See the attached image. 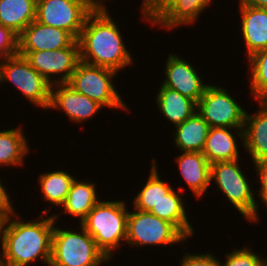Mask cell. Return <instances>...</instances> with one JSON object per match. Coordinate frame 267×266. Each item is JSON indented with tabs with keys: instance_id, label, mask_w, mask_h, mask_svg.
Instances as JSON below:
<instances>
[{
	"instance_id": "26",
	"label": "cell",
	"mask_w": 267,
	"mask_h": 266,
	"mask_svg": "<svg viewBox=\"0 0 267 266\" xmlns=\"http://www.w3.org/2000/svg\"><path fill=\"white\" fill-rule=\"evenodd\" d=\"M173 133V145L178 151L202 152L210 130L208 123L196 112L183 123L176 125ZM173 134V135H172Z\"/></svg>"
},
{
	"instance_id": "23",
	"label": "cell",
	"mask_w": 267,
	"mask_h": 266,
	"mask_svg": "<svg viewBox=\"0 0 267 266\" xmlns=\"http://www.w3.org/2000/svg\"><path fill=\"white\" fill-rule=\"evenodd\" d=\"M158 92L154 96L157 110L160 116L171 123V127L183 123L197 112V103L180 94L178 91L162 86H158ZM173 125V126H172Z\"/></svg>"
},
{
	"instance_id": "15",
	"label": "cell",
	"mask_w": 267,
	"mask_h": 266,
	"mask_svg": "<svg viewBox=\"0 0 267 266\" xmlns=\"http://www.w3.org/2000/svg\"><path fill=\"white\" fill-rule=\"evenodd\" d=\"M76 40L64 29L40 24L34 20L18 35V51H52L69 47Z\"/></svg>"
},
{
	"instance_id": "29",
	"label": "cell",
	"mask_w": 267,
	"mask_h": 266,
	"mask_svg": "<svg viewBox=\"0 0 267 266\" xmlns=\"http://www.w3.org/2000/svg\"><path fill=\"white\" fill-rule=\"evenodd\" d=\"M243 245L242 248L236 247L225 253V259L219 258L220 266H267V256L264 253L256 252L246 242Z\"/></svg>"
},
{
	"instance_id": "7",
	"label": "cell",
	"mask_w": 267,
	"mask_h": 266,
	"mask_svg": "<svg viewBox=\"0 0 267 266\" xmlns=\"http://www.w3.org/2000/svg\"><path fill=\"white\" fill-rule=\"evenodd\" d=\"M6 82L13 84L14 89L20 92L21 98L25 102L27 100L29 105L42 109V112L49 110L52 84L24 56L16 54L0 63V85L5 87Z\"/></svg>"
},
{
	"instance_id": "35",
	"label": "cell",
	"mask_w": 267,
	"mask_h": 266,
	"mask_svg": "<svg viewBox=\"0 0 267 266\" xmlns=\"http://www.w3.org/2000/svg\"><path fill=\"white\" fill-rule=\"evenodd\" d=\"M92 9H108L106 6L107 3L105 1H110V0H84Z\"/></svg>"
},
{
	"instance_id": "12",
	"label": "cell",
	"mask_w": 267,
	"mask_h": 266,
	"mask_svg": "<svg viewBox=\"0 0 267 266\" xmlns=\"http://www.w3.org/2000/svg\"><path fill=\"white\" fill-rule=\"evenodd\" d=\"M93 10L84 0H37L36 21L64 29L78 40Z\"/></svg>"
},
{
	"instance_id": "17",
	"label": "cell",
	"mask_w": 267,
	"mask_h": 266,
	"mask_svg": "<svg viewBox=\"0 0 267 266\" xmlns=\"http://www.w3.org/2000/svg\"><path fill=\"white\" fill-rule=\"evenodd\" d=\"M238 19L240 24L238 33L242 36V45L247 53L246 59L255 52L267 49V8L238 5Z\"/></svg>"
},
{
	"instance_id": "8",
	"label": "cell",
	"mask_w": 267,
	"mask_h": 266,
	"mask_svg": "<svg viewBox=\"0 0 267 266\" xmlns=\"http://www.w3.org/2000/svg\"><path fill=\"white\" fill-rule=\"evenodd\" d=\"M132 210V211H131ZM188 239L170 222L131 207L127 217L126 246L132 249L180 245ZM159 246V247H158Z\"/></svg>"
},
{
	"instance_id": "18",
	"label": "cell",
	"mask_w": 267,
	"mask_h": 266,
	"mask_svg": "<svg viewBox=\"0 0 267 266\" xmlns=\"http://www.w3.org/2000/svg\"><path fill=\"white\" fill-rule=\"evenodd\" d=\"M179 174L192 196L197 200L205 197L210 186L211 164L202 152L181 151L174 157Z\"/></svg>"
},
{
	"instance_id": "22",
	"label": "cell",
	"mask_w": 267,
	"mask_h": 266,
	"mask_svg": "<svg viewBox=\"0 0 267 266\" xmlns=\"http://www.w3.org/2000/svg\"><path fill=\"white\" fill-rule=\"evenodd\" d=\"M65 169L46 170L38 174L37 186L40 188L39 194L43 204L46 202L49 208H44L42 214H53L51 211L59 210L64 204L70 191L71 185L77 176L68 173ZM74 176V177H73ZM41 192V193H40ZM57 208V209H56Z\"/></svg>"
},
{
	"instance_id": "34",
	"label": "cell",
	"mask_w": 267,
	"mask_h": 266,
	"mask_svg": "<svg viewBox=\"0 0 267 266\" xmlns=\"http://www.w3.org/2000/svg\"><path fill=\"white\" fill-rule=\"evenodd\" d=\"M238 5H247L259 8H267V0H236Z\"/></svg>"
},
{
	"instance_id": "27",
	"label": "cell",
	"mask_w": 267,
	"mask_h": 266,
	"mask_svg": "<svg viewBox=\"0 0 267 266\" xmlns=\"http://www.w3.org/2000/svg\"><path fill=\"white\" fill-rule=\"evenodd\" d=\"M37 0H0V24L19 35L36 20Z\"/></svg>"
},
{
	"instance_id": "36",
	"label": "cell",
	"mask_w": 267,
	"mask_h": 266,
	"mask_svg": "<svg viewBox=\"0 0 267 266\" xmlns=\"http://www.w3.org/2000/svg\"><path fill=\"white\" fill-rule=\"evenodd\" d=\"M149 0H142L141 5L144 6Z\"/></svg>"
},
{
	"instance_id": "11",
	"label": "cell",
	"mask_w": 267,
	"mask_h": 266,
	"mask_svg": "<svg viewBox=\"0 0 267 266\" xmlns=\"http://www.w3.org/2000/svg\"><path fill=\"white\" fill-rule=\"evenodd\" d=\"M50 84L67 83L80 62V45L57 50L18 51Z\"/></svg>"
},
{
	"instance_id": "31",
	"label": "cell",
	"mask_w": 267,
	"mask_h": 266,
	"mask_svg": "<svg viewBox=\"0 0 267 266\" xmlns=\"http://www.w3.org/2000/svg\"><path fill=\"white\" fill-rule=\"evenodd\" d=\"M184 252L179 266H220L219 257L214 252Z\"/></svg>"
},
{
	"instance_id": "33",
	"label": "cell",
	"mask_w": 267,
	"mask_h": 266,
	"mask_svg": "<svg viewBox=\"0 0 267 266\" xmlns=\"http://www.w3.org/2000/svg\"><path fill=\"white\" fill-rule=\"evenodd\" d=\"M3 178L1 179L0 175V217L5 220L11 214L16 211L14 208L16 205L12 204V197L10 191H8V186L4 184ZM5 185V186H4Z\"/></svg>"
},
{
	"instance_id": "3",
	"label": "cell",
	"mask_w": 267,
	"mask_h": 266,
	"mask_svg": "<svg viewBox=\"0 0 267 266\" xmlns=\"http://www.w3.org/2000/svg\"><path fill=\"white\" fill-rule=\"evenodd\" d=\"M128 206L125 198L113 201L102 198L80 223L109 261H113L117 251L125 246Z\"/></svg>"
},
{
	"instance_id": "9",
	"label": "cell",
	"mask_w": 267,
	"mask_h": 266,
	"mask_svg": "<svg viewBox=\"0 0 267 266\" xmlns=\"http://www.w3.org/2000/svg\"><path fill=\"white\" fill-rule=\"evenodd\" d=\"M215 0H149L139 5L140 16L151 26L159 30L173 31L182 26H192L202 13L213 7ZM212 5V6H211Z\"/></svg>"
},
{
	"instance_id": "5",
	"label": "cell",
	"mask_w": 267,
	"mask_h": 266,
	"mask_svg": "<svg viewBox=\"0 0 267 266\" xmlns=\"http://www.w3.org/2000/svg\"><path fill=\"white\" fill-rule=\"evenodd\" d=\"M57 224L55 221L49 266H103L104 263H112L80 224L77 226L78 230L72 226L58 227Z\"/></svg>"
},
{
	"instance_id": "20",
	"label": "cell",
	"mask_w": 267,
	"mask_h": 266,
	"mask_svg": "<svg viewBox=\"0 0 267 266\" xmlns=\"http://www.w3.org/2000/svg\"><path fill=\"white\" fill-rule=\"evenodd\" d=\"M87 179L82 178L80 180L79 175L78 179L75 178L64 204L59 209L60 212L53 213L55 221L59 222L62 215L63 217L67 215L72 219H77L80 224L93 207L102 199V197H99L100 195L97 191L99 185L94 180H89L91 178Z\"/></svg>"
},
{
	"instance_id": "13",
	"label": "cell",
	"mask_w": 267,
	"mask_h": 266,
	"mask_svg": "<svg viewBox=\"0 0 267 266\" xmlns=\"http://www.w3.org/2000/svg\"><path fill=\"white\" fill-rule=\"evenodd\" d=\"M167 56L163 67L164 77L159 83L198 103L206 88L211 84L210 81L204 82V77L198 72V67L185 57L174 52L168 53Z\"/></svg>"
},
{
	"instance_id": "21",
	"label": "cell",
	"mask_w": 267,
	"mask_h": 266,
	"mask_svg": "<svg viewBox=\"0 0 267 266\" xmlns=\"http://www.w3.org/2000/svg\"><path fill=\"white\" fill-rule=\"evenodd\" d=\"M178 186L168 193L164 199L153 207L149 213L157 216L160 219L172 223L188 240L194 239L195 226L190 222L188 205L184 196L185 188ZM183 192V193H182Z\"/></svg>"
},
{
	"instance_id": "1",
	"label": "cell",
	"mask_w": 267,
	"mask_h": 266,
	"mask_svg": "<svg viewBox=\"0 0 267 266\" xmlns=\"http://www.w3.org/2000/svg\"><path fill=\"white\" fill-rule=\"evenodd\" d=\"M19 213L15 211L3 220L0 231V266H33L38 262L49 266L55 226L53 214L40 212L37 213L38 219L34 217L33 220H24L26 217L22 218Z\"/></svg>"
},
{
	"instance_id": "28",
	"label": "cell",
	"mask_w": 267,
	"mask_h": 266,
	"mask_svg": "<svg viewBox=\"0 0 267 266\" xmlns=\"http://www.w3.org/2000/svg\"><path fill=\"white\" fill-rule=\"evenodd\" d=\"M244 62L249 64L246 81L250 88L249 96L252 94L250 98L255 102L267 101V49L255 52Z\"/></svg>"
},
{
	"instance_id": "10",
	"label": "cell",
	"mask_w": 267,
	"mask_h": 266,
	"mask_svg": "<svg viewBox=\"0 0 267 266\" xmlns=\"http://www.w3.org/2000/svg\"><path fill=\"white\" fill-rule=\"evenodd\" d=\"M223 84H210L197 103L198 114L210 127L244 128L245 106H242Z\"/></svg>"
},
{
	"instance_id": "24",
	"label": "cell",
	"mask_w": 267,
	"mask_h": 266,
	"mask_svg": "<svg viewBox=\"0 0 267 266\" xmlns=\"http://www.w3.org/2000/svg\"><path fill=\"white\" fill-rule=\"evenodd\" d=\"M0 129V168L6 170L10 167L12 169L25 166V160L32 148L29 146L24 126L19 123L18 127Z\"/></svg>"
},
{
	"instance_id": "19",
	"label": "cell",
	"mask_w": 267,
	"mask_h": 266,
	"mask_svg": "<svg viewBox=\"0 0 267 266\" xmlns=\"http://www.w3.org/2000/svg\"><path fill=\"white\" fill-rule=\"evenodd\" d=\"M258 109L246 110L244 121V152L252 164L267 160V101H258Z\"/></svg>"
},
{
	"instance_id": "2",
	"label": "cell",
	"mask_w": 267,
	"mask_h": 266,
	"mask_svg": "<svg viewBox=\"0 0 267 266\" xmlns=\"http://www.w3.org/2000/svg\"><path fill=\"white\" fill-rule=\"evenodd\" d=\"M110 13L109 9H96L87 16L78 38L80 61L120 74L125 68L130 69L136 59L127 48L120 23Z\"/></svg>"
},
{
	"instance_id": "6",
	"label": "cell",
	"mask_w": 267,
	"mask_h": 266,
	"mask_svg": "<svg viewBox=\"0 0 267 266\" xmlns=\"http://www.w3.org/2000/svg\"><path fill=\"white\" fill-rule=\"evenodd\" d=\"M117 75L114 70L80 61L67 84L103 108L129 113L133 109L129 108L121 92L116 89L117 81L114 83Z\"/></svg>"
},
{
	"instance_id": "30",
	"label": "cell",
	"mask_w": 267,
	"mask_h": 266,
	"mask_svg": "<svg viewBox=\"0 0 267 266\" xmlns=\"http://www.w3.org/2000/svg\"><path fill=\"white\" fill-rule=\"evenodd\" d=\"M251 166H253L254 168L251 171H254L256 173L255 175L256 178L254 177L256 186L258 183V187H257L258 189L257 188L255 189L256 203H257V224H258L262 220L261 218L262 215L259 213L260 212L259 209L260 208L267 209V160L254 163ZM257 198H259V201L257 200ZM261 204L263 205L261 206Z\"/></svg>"
},
{
	"instance_id": "25",
	"label": "cell",
	"mask_w": 267,
	"mask_h": 266,
	"mask_svg": "<svg viewBox=\"0 0 267 266\" xmlns=\"http://www.w3.org/2000/svg\"><path fill=\"white\" fill-rule=\"evenodd\" d=\"M151 162V169L145 184L139 185L141 188L135 193L133 201L131 200L133 203L131 206L142 212H149L153 207H156L174 189V185L171 186L168 179L164 181V178H161L162 173L157 164L159 161L152 157Z\"/></svg>"
},
{
	"instance_id": "37",
	"label": "cell",
	"mask_w": 267,
	"mask_h": 266,
	"mask_svg": "<svg viewBox=\"0 0 267 266\" xmlns=\"http://www.w3.org/2000/svg\"><path fill=\"white\" fill-rule=\"evenodd\" d=\"M2 223H3V219L0 217V231H1Z\"/></svg>"
},
{
	"instance_id": "16",
	"label": "cell",
	"mask_w": 267,
	"mask_h": 266,
	"mask_svg": "<svg viewBox=\"0 0 267 266\" xmlns=\"http://www.w3.org/2000/svg\"><path fill=\"white\" fill-rule=\"evenodd\" d=\"M240 148L244 149L243 128L210 127L202 153L212 164L242 159L244 151Z\"/></svg>"
},
{
	"instance_id": "32",
	"label": "cell",
	"mask_w": 267,
	"mask_h": 266,
	"mask_svg": "<svg viewBox=\"0 0 267 266\" xmlns=\"http://www.w3.org/2000/svg\"><path fill=\"white\" fill-rule=\"evenodd\" d=\"M18 54V35L0 24V61Z\"/></svg>"
},
{
	"instance_id": "14",
	"label": "cell",
	"mask_w": 267,
	"mask_h": 266,
	"mask_svg": "<svg viewBox=\"0 0 267 266\" xmlns=\"http://www.w3.org/2000/svg\"><path fill=\"white\" fill-rule=\"evenodd\" d=\"M48 111L63 112L68 121L80 124L97 117L104 109L96 101L75 91L67 83H57L51 86V99Z\"/></svg>"
},
{
	"instance_id": "4",
	"label": "cell",
	"mask_w": 267,
	"mask_h": 266,
	"mask_svg": "<svg viewBox=\"0 0 267 266\" xmlns=\"http://www.w3.org/2000/svg\"><path fill=\"white\" fill-rule=\"evenodd\" d=\"M243 161H219L211 164L210 186L216 185L214 193L225 197L235 212H239L247 223L257 225L256 191L252 188V180L243 170ZM242 166V167H241Z\"/></svg>"
}]
</instances>
